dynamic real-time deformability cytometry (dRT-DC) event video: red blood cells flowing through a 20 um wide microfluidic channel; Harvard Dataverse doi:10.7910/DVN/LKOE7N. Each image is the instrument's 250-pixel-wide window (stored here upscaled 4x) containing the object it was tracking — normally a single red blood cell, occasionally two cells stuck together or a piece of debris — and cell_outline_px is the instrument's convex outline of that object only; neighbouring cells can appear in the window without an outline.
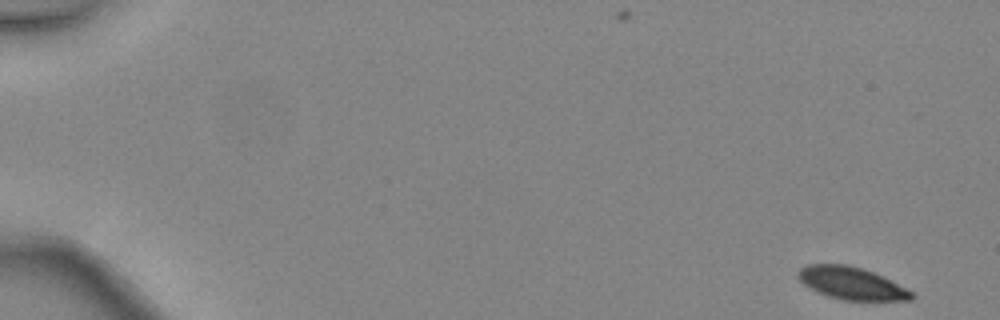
{"species": "common noctule bat (a hibernating species)", "species_latin": "Nyctalus noctula", "temperature_condition": "warm", "stored_images_in_passage": 46, "camera_frame_rate_fps": 3000, "um_per_image_px": 0.085, "animal": {"sex": "female", "body_mass_g": 24.6, "forearm_length_mm": 56.2}, "frame": {"image": 1, "passage_image": 1, "time_ms": 0.0, "image_size_px": [1000, 320], "cell_outline_px": [[916, 296], [912, 300], [844, 300], [828, 296], [804, 284], [796, 276], [800, 268], [808, 264], [848, 264], [872, 272], [912, 292]], "centroid_in_image_um": [72.34, 24.07], "position_along_channel_um": 12.7, "area_um2": 20.92}}
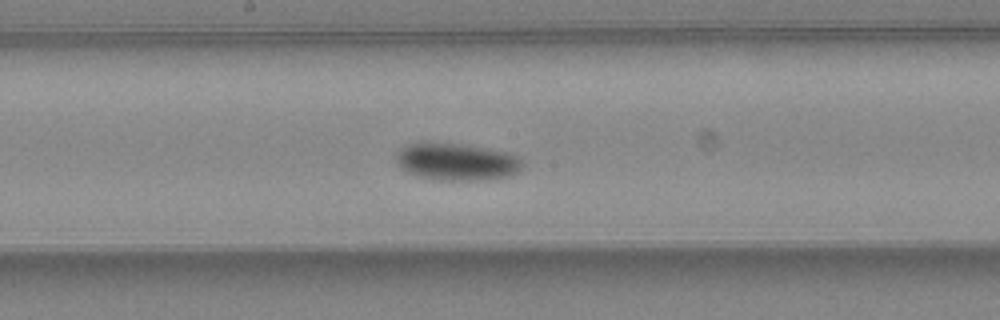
{"frame": {"image": 2, "passage_image": 26, "time_ms": 8.333, "image_size_px": [1000, 320], "cell_outline_px": [[524, 164], [512, 176], [484, 180], [432, 180], [408, 172], [400, 168], [396, 164], [396, 152], [400, 148], [408, 144], [420, 140], [424, 140], [460, 144], [508, 152], [524, 160]], "centroid_in_image_um": [38.76, 13.73], "position_along_channel_um": 209.4, "area_um2": 28.09}}
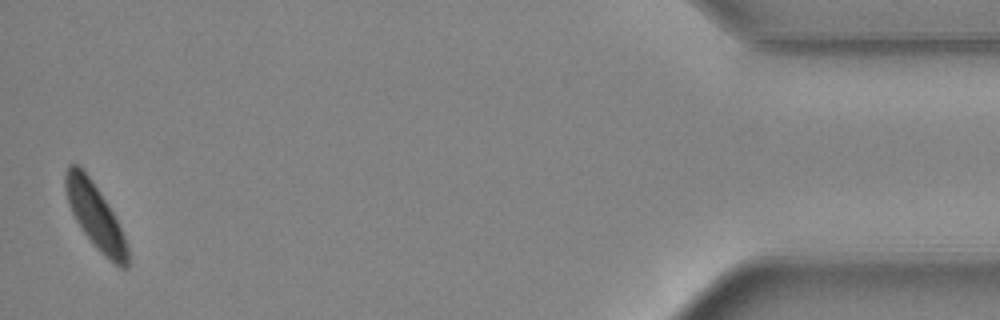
{"frame": {"image": 3, "passage_image": 46, "time_ms": 15.0, "image_size_px": [1000, 320], "cell_outline_px": [[128, 268], [120, 268], [112, 264], [96, 248], [84, 232], [76, 220], [68, 204], [64, 188], [64, 172], [68, 164], [76, 164], [88, 176], [112, 212], [124, 236], [128, 248]], "centroid_in_image_um": [8.08, 18.4], "position_along_channel_um": 427.1, "area_um2": 23.12}, "authors_computed_cell_mechanics": {"area_um2": 25.0563, "velocity_mm_per_s": 4.4255, "shape_relaxation_time_tau1_ms": 2.1703, "shape_relaxation_time_tau2_ms": null, "deformation_change_tau1": 0.0798, "deformation_change_tau2": null}}